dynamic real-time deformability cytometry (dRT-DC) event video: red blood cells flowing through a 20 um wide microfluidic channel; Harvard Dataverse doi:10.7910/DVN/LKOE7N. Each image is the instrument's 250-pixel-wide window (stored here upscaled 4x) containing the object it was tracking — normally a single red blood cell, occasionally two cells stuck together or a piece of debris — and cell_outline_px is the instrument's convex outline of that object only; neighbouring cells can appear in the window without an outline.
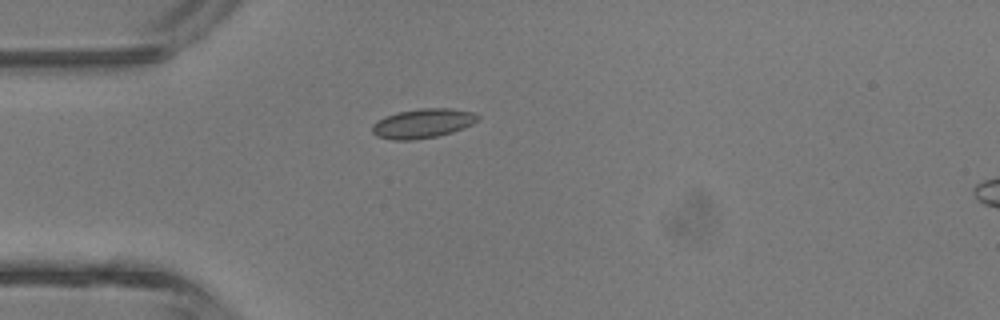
{"species": "common noctule bat (a hibernating species)", "species_latin": "Nyctalus noctula", "temperature_condition": "room temperature", "stored_images_in_passage": 2, "camera_frame_rate_fps": 3000, "um_per_image_px": 0.085, "animal": {"sex": "male", "body_mass_g": 13.3}, "frame": {"image": 1, "passage_image": 1, "time_ms": 0.0, "image_size_px": [1000, 320], "cell_outline_px": [[480, 120], [464, 128], [452, 132], [436, 136], [412, 140], [392, 140], [376, 136], [372, 132], [372, 124], [376, 120], [384, 116], [396, 112], [420, 108], [452, 108], [476, 112], [480, 116]], "centroid_in_image_um": [35.94, 10.47], "position_along_channel_um": 49.1, "area_um2": 18.44}}